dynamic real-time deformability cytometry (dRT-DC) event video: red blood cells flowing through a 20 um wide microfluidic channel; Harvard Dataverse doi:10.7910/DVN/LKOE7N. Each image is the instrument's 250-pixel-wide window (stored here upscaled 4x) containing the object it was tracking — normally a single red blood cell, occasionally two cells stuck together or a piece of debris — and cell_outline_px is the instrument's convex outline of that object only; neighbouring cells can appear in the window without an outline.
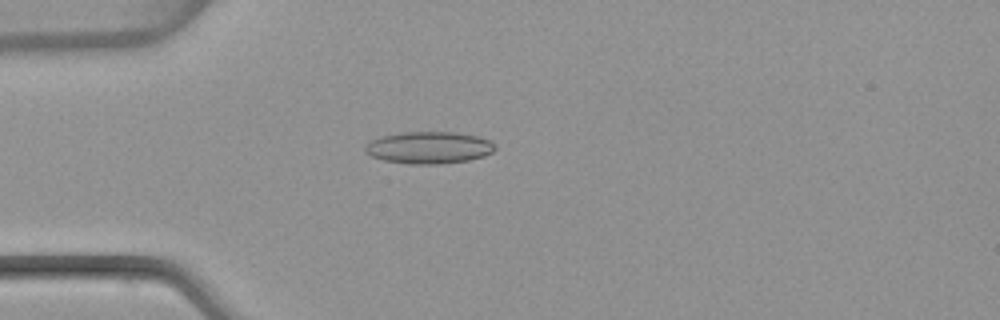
{"species": "common noctule bat (a hibernating species)", "species_latin": "Nyctalus noctula", "temperature_condition": "warm", "stored_images_in_passage": 50, "camera_frame_rate_fps": 3000, "um_per_image_px": 0.085, "animal": {"sex": "female", "body_mass_g": 22.7, "forearm_length_mm": 54.2}, "frame": {"image": 1, "passage_image": 14, "time_ms": 4.333, "image_size_px": [1000, 320], "cell_outline_px": [[496, 148], [492, 152], [484, 156], [468, 160], [440, 164], [408, 164], [384, 160], [372, 156], [364, 152], [364, 144], [368, 140], [380, 136], [400, 132], [452, 132], [480, 136], [488, 140]], "centroid_in_image_um": [36.39, 12.54], "position_along_channel_um": 48.6, "area_um2": 24.45}}
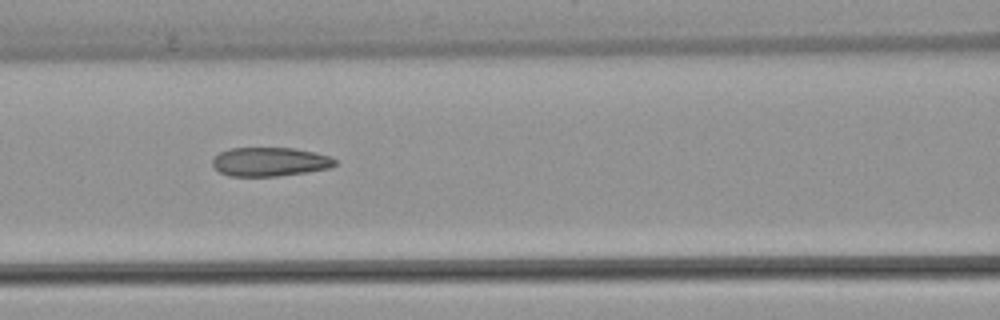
{"frame": {"image": 2, "passage_image": 22, "time_ms": 7.0, "image_size_px": [1000, 320], "cell_outline_px": [[336, 164], [332, 168], [308, 172], [276, 176], [228, 176], [220, 172], [212, 164], [212, 160], [220, 152], [232, 148], [296, 148], [332, 156], [336, 160]], "centroid_in_image_um": [22.99, 13.75], "position_along_channel_um": 143.6, "area_um2": 20.75}}
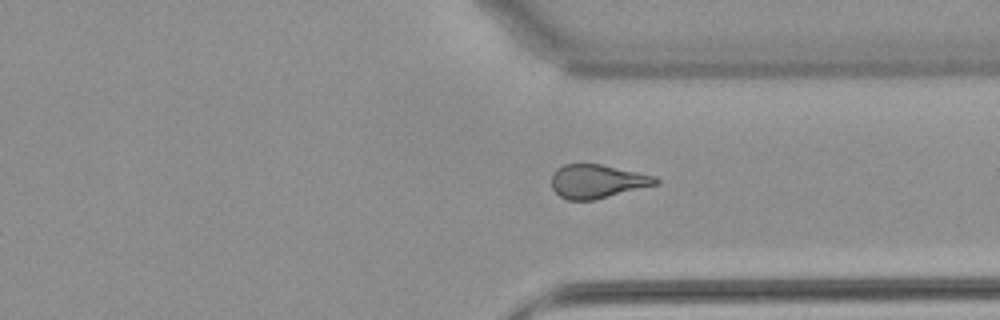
{"frame": {"image": 3, "passage_image": 38, "time_ms": 12.333, "image_size_px": [1000, 320], "cell_outline_px": [[660, 184], [596, 200], [568, 200], [560, 196], [552, 188], [552, 172], [556, 168], [564, 164], [600, 164], [656, 176], [660, 180]], "centroid_in_image_um": [50.79, 15.42], "position_along_channel_um": 360.6, "area_um2": 20.69}, "authors_computed_cell_mechanics": {"area_um2": 21.7906, "velocity_mm_per_s": 4.0823, "shape_relaxation_time_tau1_ms": 9.0232, "shape_relaxation_time_tau2_ms": 3.012, "deformation_change_tau1": 0.2052, "deformation_change_tau2": 0.1125}}